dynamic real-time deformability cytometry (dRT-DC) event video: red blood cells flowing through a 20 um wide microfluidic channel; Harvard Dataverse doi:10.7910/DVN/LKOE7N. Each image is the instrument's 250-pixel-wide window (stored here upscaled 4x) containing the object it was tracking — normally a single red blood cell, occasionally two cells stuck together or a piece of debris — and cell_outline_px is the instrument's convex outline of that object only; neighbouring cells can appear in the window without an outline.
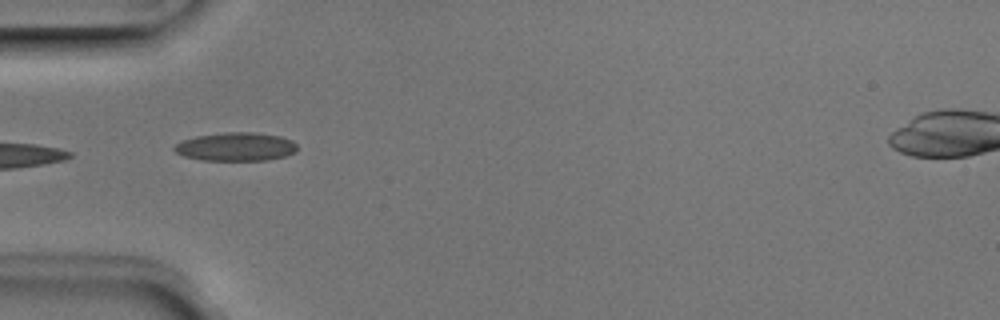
{"species": "Egyptian fruit bat (a non-hibernating species)", "species_latin": "Rousettus aegyptiacus", "temperature_condition": "room temperature", "stored_images_in_passage": 4, "camera_frame_rate_fps": 3000, "um_per_image_px": 0.085, "animal": {"sex": "male"}, "frame": {"image": 1, "passage_image": 4, "time_ms": 1.0, "image_size_px": [1000, 320], "cell_outline_px": [[296, 152], [284, 156], [268, 160], [204, 160], [184, 156], [176, 152], [172, 148], [180, 140], [196, 136], [224, 132], [252, 132], [280, 136], [292, 140], [296, 144]], "centroid_in_image_um": [20.03, 12.46], "position_along_channel_um": 65.0, "area_um2": 20.4}}